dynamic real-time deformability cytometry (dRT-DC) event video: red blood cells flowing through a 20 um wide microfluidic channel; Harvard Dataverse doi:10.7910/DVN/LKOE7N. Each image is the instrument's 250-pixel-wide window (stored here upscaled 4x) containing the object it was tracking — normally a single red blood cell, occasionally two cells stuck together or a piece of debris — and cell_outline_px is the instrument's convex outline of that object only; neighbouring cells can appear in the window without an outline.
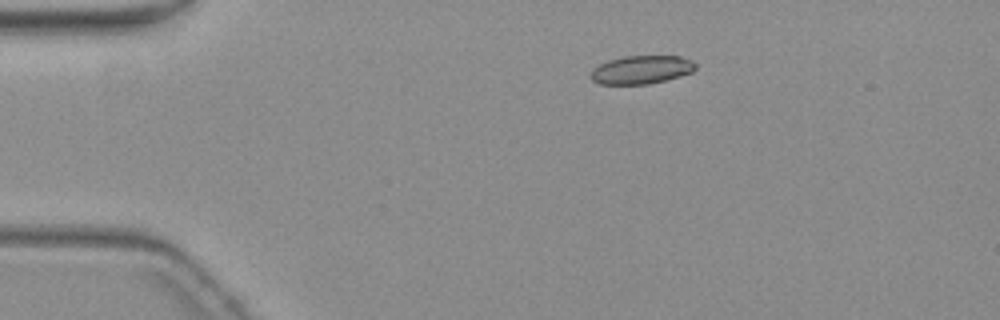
{"species": "common noctule bat (a hibernating species)", "species_latin": "Nyctalus noctula", "temperature_condition": "warm", "stored_images_in_passage": 4, "camera_frame_rate_fps": 3000, "um_per_image_px": 0.085, "animal": {"sex": "female", "body_mass_g": 19.3, "forearm_length_mm": 54.1}, "frame": {"image": 1, "passage_image": 3, "time_ms": 3.333, "image_size_px": [1000, 320], "cell_outline_px": [[696, 68], [692, 72], [680, 76], [648, 84], [600, 84], [592, 80], [588, 76], [592, 68], [608, 60], [624, 56], [680, 56], [692, 60], [696, 64]], "centroid_in_image_um": [54.49, 5.92], "position_along_channel_um": 30.5, "area_um2": 17.4}}